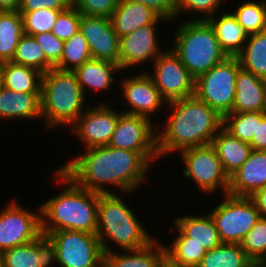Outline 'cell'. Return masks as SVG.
<instances>
[{
  "label": "cell",
  "mask_w": 266,
  "mask_h": 267,
  "mask_svg": "<svg viewBox=\"0 0 266 267\" xmlns=\"http://www.w3.org/2000/svg\"><path fill=\"white\" fill-rule=\"evenodd\" d=\"M84 150L58 168L78 186L100 194L115 193L110 185L131 194L149 179V169L159 159L158 152H134L108 145Z\"/></svg>",
  "instance_id": "obj_1"
},
{
  "label": "cell",
  "mask_w": 266,
  "mask_h": 267,
  "mask_svg": "<svg viewBox=\"0 0 266 267\" xmlns=\"http://www.w3.org/2000/svg\"><path fill=\"white\" fill-rule=\"evenodd\" d=\"M167 105L172 111L163 126H157L159 158L184 149L209 145L222 128L223 118L195 95L171 101Z\"/></svg>",
  "instance_id": "obj_2"
},
{
  "label": "cell",
  "mask_w": 266,
  "mask_h": 267,
  "mask_svg": "<svg viewBox=\"0 0 266 267\" xmlns=\"http://www.w3.org/2000/svg\"><path fill=\"white\" fill-rule=\"evenodd\" d=\"M53 173L65 189L40 205L41 232L47 235L60 230L96 233L99 193L78 186L60 168Z\"/></svg>",
  "instance_id": "obj_3"
},
{
  "label": "cell",
  "mask_w": 266,
  "mask_h": 267,
  "mask_svg": "<svg viewBox=\"0 0 266 267\" xmlns=\"http://www.w3.org/2000/svg\"><path fill=\"white\" fill-rule=\"evenodd\" d=\"M118 195L121 194L99 193L96 234L104 253L115 251V245L124 252L141 249L155 239V235H150L140 223L134 209L132 211L124 202L126 200ZM110 240L115 243L113 247L108 243Z\"/></svg>",
  "instance_id": "obj_4"
},
{
  "label": "cell",
  "mask_w": 266,
  "mask_h": 267,
  "mask_svg": "<svg viewBox=\"0 0 266 267\" xmlns=\"http://www.w3.org/2000/svg\"><path fill=\"white\" fill-rule=\"evenodd\" d=\"M73 71L52 68L41 78V115L45 130L69 128L88 107Z\"/></svg>",
  "instance_id": "obj_5"
},
{
  "label": "cell",
  "mask_w": 266,
  "mask_h": 267,
  "mask_svg": "<svg viewBox=\"0 0 266 267\" xmlns=\"http://www.w3.org/2000/svg\"><path fill=\"white\" fill-rule=\"evenodd\" d=\"M178 26L171 49L195 79L227 58L207 20L188 18Z\"/></svg>",
  "instance_id": "obj_6"
},
{
  "label": "cell",
  "mask_w": 266,
  "mask_h": 267,
  "mask_svg": "<svg viewBox=\"0 0 266 267\" xmlns=\"http://www.w3.org/2000/svg\"><path fill=\"white\" fill-rule=\"evenodd\" d=\"M241 69L237 57H227L195 79L194 95L214 109L222 118L232 113L236 77Z\"/></svg>",
  "instance_id": "obj_7"
},
{
  "label": "cell",
  "mask_w": 266,
  "mask_h": 267,
  "mask_svg": "<svg viewBox=\"0 0 266 267\" xmlns=\"http://www.w3.org/2000/svg\"><path fill=\"white\" fill-rule=\"evenodd\" d=\"M215 208L209 211L222 243L240 244L260 218L251 197L224 194Z\"/></svg>",
  "instance_id": "obj_8"
},
{
  "label": "cell",
  "mask_w": 266,
  "mask_h": 267,
  "mask_svg": "<svg viewBox=\"0 0 266 267\" xmlns=\"http://www.w3.org/2000/svg\"><path fill=\"white\" fill-rule=\"evenodd\" d=\"M178 155L184 164L183 177L192 180L201 193L212 194L221 189L223 194L228 193L229 177L211 144L184 149Z\"/></svg>",
  "instance_id": "obj_9"
},
{
  "label": "cell",
  "mask_w": 266,
  "mask_h": 267,
  "mask_svg": "<svg viewBox=\"0 0 266 267\" xmlns=\"http://www.w3.org/2000/svg\"><path fill=\"white\" fill-rule=\"evenodd\" d=\"M56 248L59 267H100L104 252L96 233L60 230L48 234Z\"/></svg>",
  "instance_id": "obj_10"
},
{
  "label": "cell",
  "mask_w": 266,
  "mask_h": 267,
  "mask_svg": "<svg viewBox=\"0 0 266 267\" xmlns=\"http://www.w3.org/2000/svg\"><path fill=\"white\" fill-rule=\"evenodd\" d=\"M152 71L146 72L167 103L194 95L195 78L172 49L163 51L154 60Z\"/></svg>",
  "instance_id": "obj_11"
},
{
  "label": "cell",
  "mask_w": 266,
  "mask_h": 267,
  "mask_svg": "<svg viewBox=\"0 0 266 267\" xmlns=\"http://www.w3.org/2000/svg\"><path fill=\"white\" fill-rule=\"evenodd\" d=\"M0 210V254L35 240L41 232V207L25 209L16 200Z\"/></svg>",
  "instance_id": "obj_12"
},
{
  "label": "cell",
  "mask_w": 266,
  "mask_h": 267,
  "mask_svg": "<svg viewBox=\"0 0 266 267\" xmlns=\"http://www.w3.org/2000/svg\"><path fill=\"white\" fill-rule=\"evenodd\" d=\"M90 106L70 127V132L79 137L84 149L107 146L122 112L104 101H100L95 107Z\"/></svg>",
  "instance_id": "obj_13"
},
{
  "label": "cell",
  "mask_w": 266,
  "mask_h": 267,
  "mask_svg": "<svg viewBox=\"0 0 266 267\" xmlns=\"http://www.w3.org/2000/svg\"><path fill=\"white\" fill-rule=\"evenodd\" d=\"M161 21L169 23L167 19L159 17L153 24L139 27L120 38L118 65L121 71L128 70L129 67L133 69L142 63L143 66L150 60L152 63L163 52L156 34V29L159 28L157 24Z\"/></svg>",
  "instance_id": "obj_14"
},
{
  "label": "cell",
  "mask_w": 266,
  "mask_h": 267,
  "mask_svg": "<svg viewBox=\"0 0 266 267\" xmlns=\"http://www.w3.org/2000/svg\"><path fill=\"white\" fill-rule=\"evenodd\" d=\"M151 121L144 116L122 112L108 146L134 152H158V130Z\"/></svg>",
  "instance_id": "obj_15"
},
{
  "label": "cell",
  "mask_w": 266,
  "mask_h": 267,
  "mask_svg": "<svg viewBox=\"0 0 266 267\" xmlns=\"http://www.w3.org/2000/svg\"><path fill=\"white\" fill-rule=\"evenodd\" d=\"M124 78L121 77V81H119L121 86L119 90L129 108L127 107L121 112L151 119L153 115L157 114V111L163 109L161 107L167 105L147 72L142 71L137 75H127Z\"/></svg>",
  "instance_id": "obj_16"
},
{
  "label": "cell",
  "mask_w": 266,
  "mask_h": 267,
  "mask_svg": "<svg viewBox=\"0 0 266 267\" xmlns=\"http://www.w3.org/2000/svg\"><path fill=\"white\" fill-rule=\"evenodd\" d=\"M79 31L88 43L92 59L118 64L120 38L114 31L110 18L81 14Z\"/></svg>",
  "instance_id": "obj_17"
},
{
  "label": "cell",
  "mask_w": 266,
  "mask_h": 267,
  "mask_svg": "<svg viewBox=\"0 0 266 267\" xmlns=\"http://www.w3.org/2000/svg\"><path fill=\"white\" fill-rule=\"evenodd\" d=\"M57 262L56 248L47 234L41 233L30 243L0 254L1 267H52Z\"/></svg>",
  "instance_id": "obj_18"
},
{
  "label": "cell",
  "mask_w": 266,
  "mask_h": 267,
  "mask_svg": "<svg viewBox=\"0 0 266 267\" xmlns=\"http://www.w3.org/2000/svg\"><path fill=\"white\" fill-rule=\"evenodd\" d=\"M266 186V150H252L247 161L229 177L228 194L252 196Z\"/></svg>",
  "instance_id": "obj_19"
},
{
  "label": "cell",
  "mask_w": 266,
  "mask_h": 267,
  "mask_svg": "<svg viewBox=\"0 0 266 267\" xmlns=\"http://www.w3.org/2000/svg\"><path fill=\"white\" fill-rule=\"evenodd\" d=\"M266 112V80L240 69L232 113Z\"/></svg>",
  "instance_id": "obj_20"
},
{
  "label": "cell",
  "mask_w": 266,
  "mask_h": 267,
  "mask_svg": "<svg viewBox=\"0 0 266 267\" xmlns=\"http://www.w3.org/2000/svg\"><path fill=\"white\" fill-rule=\"evenodd\" d=\"M41 119V93L0 90V121Z\"/></svg>",
  "instance_id": "obj_21"
},
{
  "label": "cell",
  "mask_w": 266,
  "mask_h": 267,
  "mask_svg": "<svg viewBox=\"0 0 266 267\" xmlns=\"http://www.w3.org/2000/svg\"><path fill=\"white\" fill-rule=\"evenodd\" d=\"M160 16L142 3L120 0L111 16V22L119 38L137 28L153 24Z\"/></svg>",
  "instance_id": "obj_22"
},
{
  "label": "cell",
  "mask_w": 266,
  "mask_h": 267,
  "mask_svg": "<svg viewBox=\"0 0 266 267\" xmlns=\"http://www.w3.org/2000/svg\"><path fill=\"white\" fill-rule=\"evenodd\" d=\"M155 239L147 246L136 249L126 250V253L112 251L104 253L105 267H159L163 258L166 256L165 246L159 239Z\"/></svg>",
  "instance_id": "obj_23"
},
{
  "label": "cell",
  "mask_w": 266,
  "mask_h": 267,
  "mask_svg": "<svg viewBox=\"0 0 266 267\" xmlns=\"http://www.w3.org/2000/svg\"><path fill=\"white\" fill-rule=\"evenodd\" d=\"M222 11L220 17L215 14L207 21L213 27L222 51L227 57H237L242 52L249 35L232 12L224 9Z\"/></svg>",
  "instance_id": "obj_24"
},
{
  "label": "cell",
  "mask_w": 266,
  "mask_h": 267,
  "mask_svg": "<svg viewBox=\"0 0 266 267\" xmlns=\"http://www.w3.org/2000/svg\"><path fill=\"white\" fill-rule=\"evenodd\" d=\"M121 71L117 63L108 60L91 59L77 67L73 72L82 89L84 96L89 89L94 91H108L115 82V73ZM88 89V90H87Z\"/></svg>",
  "instance_id": "obj_25"
},
{
  "label": "cell",
  "mask_w": 266,
  "mask_h": 267,
  "mask_svg": "<svg viewBox=\"0 0 266 267\" xmlns=\"http://www.w3.org/2000/svg\"><path fill=\"white\" fill-rule=\"evenodd\" d=\"M211 145L215 148L228 177L247 161L252 151L249 143L233 137L223 127L213 137Z\"/></svg>",
  "instance_id": "obj_26"
},
{
  "label": "cell",
  "mask_w": 266,
  "mask_h": 267,
  "mask_svg": "<svg viewBox=\"0 0 266 267\" xmlns=\"http://www.w3.org/2000/svg\"><path fill=\"white\" fill-rule=\"evenodd\" d=\"M190 241L202 244L206 250H211L222 244L214 220L209 212L198 215L178 216L172 222Z\"/></svg>",
  "instance_id": "obj_27"
},
{
  "label": "cell",
  "mask_w": 266,
  "mask_h": 267,
  "mask_svg": "<svg viewBox=\"0 0 266 267\" xmlns=\"http://www.w3.org/2000/svg\"><path fill=\"white\" fill-rule=\"evenodd\" d=\"M1 69L3 87L21 93H41L40 71L12 61L1 63Z\"/></svg>",
  "instance_id": "obj_28"
},
{
  "label": "cell",
  "mask_w": 266,
  "mask_h": 267,
  "mask_svg": "<svg viewBox=\"0 0 266 267\" xmlns=\"http://www.w3.org/2000/svg\"><path fill=\"white\" fill-rule=\"evenodd\" d=\"M23 35V19L19 11H0V63L12 60Z\"/></svg>",
  "instance_id": "obj_29"
},
{
  "label": "cell",
  "mask_w": 266,
  "mask_h": 267,
  "mask_svg": "<svg viewBox=\"0 0 266 267\" xmlns=\"http://www.w3.org/2000/svg\"><path fill=\"white\" fill-rule=\"evenodd\" d=\"M237 58L242 69L266 80V30L249 35Z\"/></svg>",
  "instance_id": "obj_30"
},
{
  "label": "cell",
  "mask_w": 266,
  "mask_h": 267,
  "mask_svg": "<svg viewBox=\"0 0 266 267\" xmlns=\"http://www.w3.org/2000/svg\"><path fill=\"white\" fill-rule=\"evenodd\" d=\"M174 229L177 236L174 237L170 245H164L166 246V256L177 264L186 267H198L207 252L206 248L202 244L190 241V238L186 237L175 225Z\"/></svg>",
  "instance_id": "obj_31"
},
{
  "label": "cell",
  "mask_w": 266,
  "mask_h": 267,
  "mask_svg": "<svg viewBox=\"0 0 266 267\" xmlns=\"http://www.w3.org/2000/svg\"><path fill=\"white\" fill-rule=\"evenodd\" d=\"M250 260L240 244L222 243L207 250L198 267H247Z\"/></svg>",
  "instance_id": "obj_32"
},
{
  "label": "cell",
  "mask_w": 266,
  "mask_h": 267,
  "mask_svg": "<svg viewBox=\"0 0 266 267\" xmlns=\"http://www.w3.org/2000/svg\"><path fill=\"white\" fill-rule=\"evenodd\" d=\"M11 61L34 68L42 74L54 68V66L46 59L42 47L36 41L34 36L27 34H24L19 40Z\"/></svg>",
  "instance_id": "obj_33"
},
{
  "label": "cell",
  "mask_w": 266,
  "mask_h": 267,
  "mask_svg": "<svg viewBox=\"0 0 266 267\" xmlns=\"http://www.w3.org/2000/svg\"><path fill=\"white\" fill-rule=\"evenodd\" d=\"M266 116V112L229 113L223 117L222 127L233 137L250 143L256 135L257 122Z\"/></svg>",
  "instance_id": "obj_34"
},
{
  "label": "cell",
  "mask_w": 266,
  "mask_h": 267,
  "mask_svg": "<svg viewBox=\"0 0 266 267\" xmlns=\"http://www.w3.org/2000/svg\"><path fill=\"white\" fill-rule=\"evenodd\" d=\"M91 59L88 43L82 33L78 31L70 39L64 41L60 62L54 68L62 71H74Z\"/></svg>",
  "instance_id": "obj_35"
},
{
  "label": "cell",
  "mask_w": 266,
  "mask_h": 267,
  "mask_svg": "<svg viewBox=\"0 0 266 267\" xmlns=\"http://www.w3.org/2000/svg\"><path fill=\"white\" fill-rule=\"evenodd\" d=\"M231 12L248 35L266 30V0L245 1Z\"/></svg>",
  "instance_id": "obj_36"
},
{
  "label": "cell",
  "mask_w": 266,
  "mask_h": 267,
  "mask_svg": "<svg viewBox=\"0 0 266 267\" xmlns=\"http://www.w3.org/2000/svg\"><path fill=\"white\" fill-rule=\"evenodd\" d=\"M240 245L251 260H266V218L260 216Z\"/></svg>",
  "instance_id": "obj_37"
},
{
  "label": "cell",
  "mask_w": 266,
  "mask_h": 267,
  "mask_svg": "<svg viewBox=\"0 0 266 267\" xmlns=\"http://www.w3.org/2000/svg\"><path fill=\"white\" fill-rule=\"evenodd\" d=\"M64 10L41 8L31 12H19L22 15L24 34L35 35L51 32L58 14Z\"/></svg>",
  "instance_id": "obj_38"
},
{
  "label": "cell",
  "mask_w": 266,
  "mask_h": 267,
  "mask_svg": "<svg viewBox=\"0 0 266 267\" xmlns=\"http://www.w3.org/2000/svg\"><path fill=\"white\" fill-rule=\"evenodd\" d=\"M226 1V0H225ZM224 0H176V19L185 12L197 13L200 15L198 18L192 20H207L209 17L215 15L218 10L224 6Z\"/></svg>",
  "instance_id": "obj_39"
},
{
  "label": "cell",
  "mask_w": 266,
  "mask_h": 267,
  "mask_svg": "<svg viewBox=\"0 0 266 267\" xmlns=\"http://www.w3.org/2000/svg\"><path fill=\"white\" fill-rule=\"evenodd\" d=\"M80 19L81 13L70 5L58 14L51 32L60 40L66 41L79 31Z\"/></svg>",
  "instance_id": "obj_40"
},
{
  "label": "cell",
  "mask_w": 266,
  "mask_h": 267,
  "mask_svg": "<svg viewBox=\"0 0 266 267\" xmlns=\"http://www.w3.org/2000/svg\"><path fill=\"white\" fill-rule=\"evenodd\" d=\"M120 0H72V5L86 16L111 18Z\"/></svg>",
  "instance_id": "obj_41"
},
{
  "label": "cell",
  "mask_w": 266,
  "mask_h": 267,
  "mask_svg": "<svg viewBox=\"0 0 266 267\" xmlns=\"http://www.w3.org/2000/svg\"><path fill=\"white\" fill-rule=\"evenodd\" d=\"M45 54L46 59L55 67L61 59L64 41L57 38L52 32L33 35Z\"/></svg>",
  "instance_id": "obj_42"
},
{
  "label": "cell",
  "mask_w": 266,
  "mask_h": 267,
  "mask_svg": "<svg viewBox=\"0 0 266 267\" xmlns=\"http://www.w3.org/2000/svg\"><path fill=\"white\" fill-rule=\"evenodd\" d=\"M72 5V0H20L19 12H31L41 8L66 10Z\"/></svg>",
  "instance_id": "obj_43"
},
{
  "label": "cell",
  "mask_w": 266,
  "mask_h": 267,
  "mask_svg": "<svg viewBox=\"0 0 266 267\" xmlns=\"http://www.w3.org/2000/svg\"><path fill=\"white\" fill-rule=\"evenodd\" d=\"M142 3L149 6L160 17L167 19L169 22L176 20V0H126Z\"/></svg>",
  "instance_id": "obj_44"
},
{
  "label": "cell",
  "mask_w": 266,
  "mask_h": 267,
  "mask_svg": "<svg viewBox=\"0 0 266 267\" xmlns=\"http://www.w3.org/2000/svg\"><path fill=\"white\" fill-rule=\"evenodd\" d=\"M252 150H266V116L257 122L256 135L249 143Z\"/></svg>",
  "instance_id": "obj_45"
},
{
  "label": "cell",
  "mask_w": 266,
  "mask_h": 267,
  "mask_svg": "<svg viewBox=\"0 0 266 267\" xmlns=\"http://www.w3.org/2000/svg\"><path fill=\"white\" fill-rule=\"evenodd\" d=\"M261 217L266 218V186L257 190L252 196Z\"/></svg>",
  "instance_id": "obj_46"
},
{
  "label": "cell",
  "mask_w": 266,
  "mask_h": 267,
  "mask_svg": "<svg viewBox=\"0 0 266 267\" xmlns=\"http://www.w3.org/2000/svg\"><path fill=\"white\" fill-rule=\"evenodd\" d=\"M20 0H0V11H18Z\"/></svg>",
  "instance_id": "obj_47"
},
{
  "label": "cell",
  "mask_w": 266,
  "mask_h": 267,
  "mask_svg": "<svg viewBox=\"0 0 266 267\" xmlns=\"http://www.w3.org/2000/svg\"><path fill=\"white\" fill-rule=\"evenodd\" d=\"M159 267H186V266L177 264V263L173 262L170 258L165 256Z\"/></svg>",
  "instance_id": "obj_48"
},
{
  "label": "cell",
  "mask_w": 266,
  "mask_h": 267,
  "mask_svg": "<svg viewBox=\"0 0 266 267\" xmlns=\"http://www.w3.org/2000/svg\"><path fill=\"white\" fill-rule=\"evenodd\" d=\"M247 267H266V260H250Z\"/></svg>",
  "instance_id": "obj_49"
},
{
  "label": "cell",
  "mask_w": 266,
  "mask_h": 267,
  "mask_svg": "<svg viewBox=\"0 0 266 267\" xmlns=\"http://www.w3.org/2000/svg\"><path fill=\"white\" fill-rule=\"evenodd\" d=\"M3 88V75H2V69H1V63H0V90Z\"/></svg>",
  "instance_id": "obj_50"
}]
</instances>
